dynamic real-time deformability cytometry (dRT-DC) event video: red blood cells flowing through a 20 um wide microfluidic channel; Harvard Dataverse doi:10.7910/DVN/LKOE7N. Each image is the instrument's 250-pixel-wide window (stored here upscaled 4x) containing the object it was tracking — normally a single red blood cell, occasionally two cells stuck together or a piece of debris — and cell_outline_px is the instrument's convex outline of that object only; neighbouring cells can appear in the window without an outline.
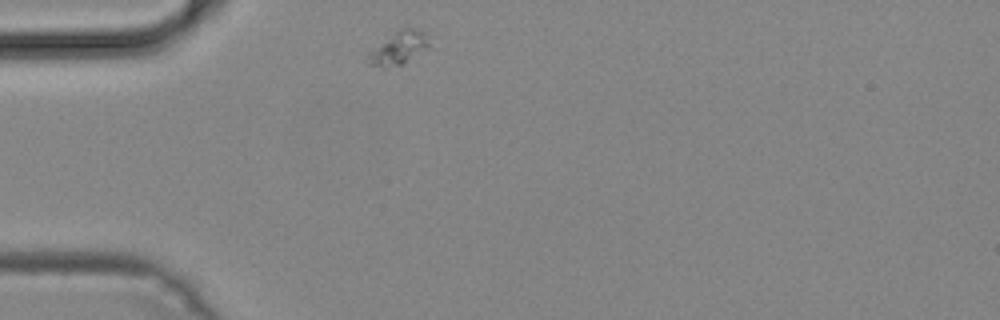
{"species": "common noctule bat (a hibernating species)", "species_latin": "Nyctalus noctula", "temperature_condition": "cold", "stored_images_in_passage": 40, "camera_frame_rate_fps": 3000, "um_per_image_px": 0.085, "animal": {"sex": "male", "body_mass_g": 19.2, "forearm_length_mm": 51.8}, "frame": {"image": 1, "passage_image": 1, "time_ms": 0.0, "image_size_px": [1000, 320], "cell_outline_px": [[428, 44], [404, 64], [384, 68], [368, 64], [368, 52], [400, 28], [416, 28], [428, 32]], "centroid_in_image_um": [33.86, 4.07], "position_along_channel_um": 51.1, "area_um2": 11.44}}
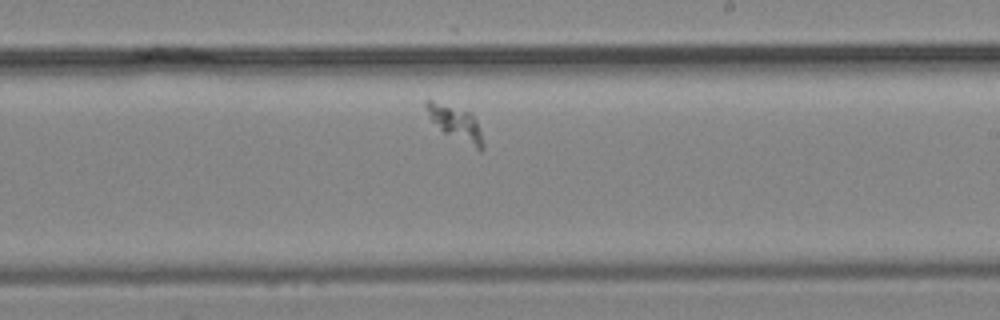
{"frame": {"image": 2, "passage_image": 18, "time_ms": 5.667, "image_size_px": [1000, 320], "cell_outline_px": [[484, 148], [480, 152], [444, 132], [432, 120], [424, 108], [424, 100], [432, 100], [472, 112], [476, 120], [484, 144]], "centroid_in_image_um": [38.75, 10.47], "position_along_channel_um": 250.3, "area_um2": 11.39}}
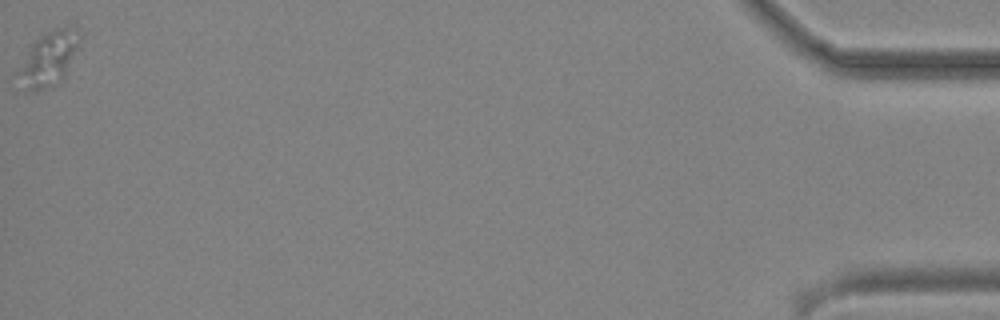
{"frame": {"image": 3, "passage_image": 40, "time_ms": 13.0, "image_size_px": [1000, 320], "cell_outline_px": [[76, 48], [64, 80], [60, 84], [52, 88], [36, 92], [24, 92], [12, 72], [32, 44], [44, 32], [56, 28], [68, 28], [76, 44]], "centroid_in_image_um": [3.92, 5.2], "position_along_channel_um": 431.3, "area_um2": 19.59}}